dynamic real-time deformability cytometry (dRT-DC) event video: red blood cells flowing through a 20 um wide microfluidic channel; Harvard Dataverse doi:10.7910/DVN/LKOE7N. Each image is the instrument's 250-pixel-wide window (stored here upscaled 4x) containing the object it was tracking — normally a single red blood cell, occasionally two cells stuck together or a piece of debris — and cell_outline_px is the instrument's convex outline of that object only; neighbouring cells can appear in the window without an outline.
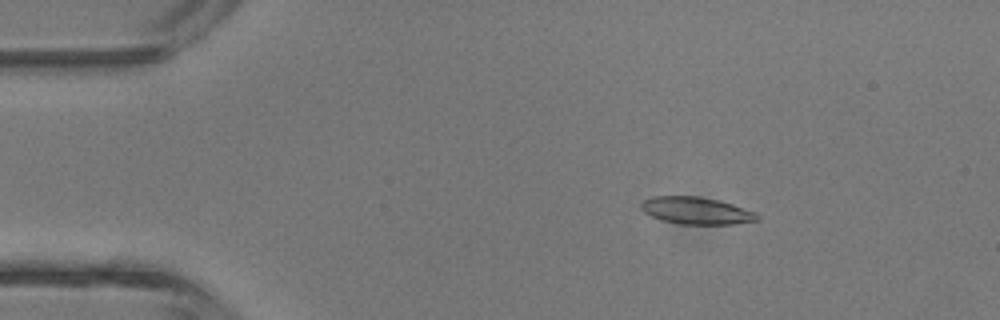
{"species": "common noctule bat (a hibernating species)", "species_latin": "Nyctalus noctula", "temperature_condition": "room temperature", "stored_images_in_passage": 4, "camera_frame_rate_fps": 3000, "um_per_image_px": 0.085, "animal": {"sex": "male", "body_mass_g": 13.3}, "frame": {"image": 1, "passage_image": 3, "time_ms": 2.333, "image_size_px": [1000, 320], "cell_outline_px": [[760, 220], [732, 224], [680, 224], [664, 220], [652, 216], [644, 212], [640, 208], [640, 204], [644, 200], [652, 196], [700, 196], [720, 200], [756, 212], [760, 216]], "centroid_in_image_um": [59.21, 17.89], "position_along_channel_um": 25.8, "area_um2": 18.44}}